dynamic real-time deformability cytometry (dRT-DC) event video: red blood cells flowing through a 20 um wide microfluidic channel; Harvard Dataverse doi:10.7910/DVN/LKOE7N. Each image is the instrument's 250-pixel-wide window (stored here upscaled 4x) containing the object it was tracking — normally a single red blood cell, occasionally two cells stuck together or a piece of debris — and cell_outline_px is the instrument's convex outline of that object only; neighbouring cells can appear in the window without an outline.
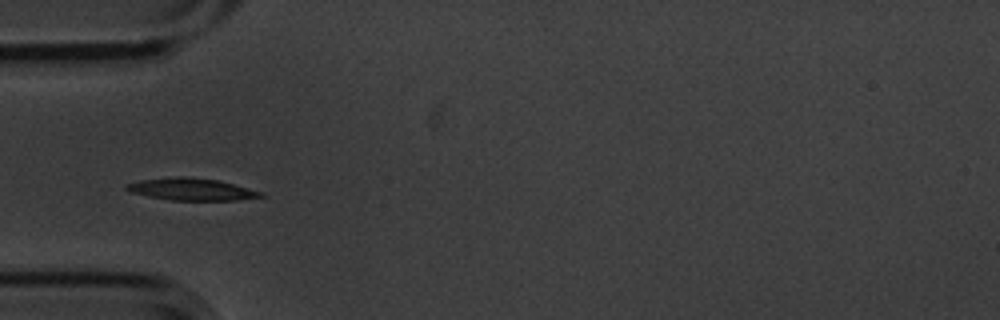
{"species": "common noctule bat (a hibernating species)", "species_latin": "Nyctalus noctula", "temperature_condition": "cold", "stored_images_in_passage": 4, "camera_frame_rate_fps": 3000, "um_per_image_px": 0.085, "animal": {"sex": "male", "body_mass_g": 20.1, "forearm_length_mm": 53.5}, "frame": {"image": 1, "passage_image": 4, "time_ms": 1.0, "image_size_px": [1000, 320], "cell_outline_px": [[264, 196], [236, 200], [168, 200], [148, 196], [132, 192], [124, 188], [128, 184], [140, 180], [176, 176], [184, 176], [220, 180], [264, 192]], "centroid_in_image_um": [16.31, 16.08], "position_along_channel_um": 68.7, "area_um2": 17.28}}